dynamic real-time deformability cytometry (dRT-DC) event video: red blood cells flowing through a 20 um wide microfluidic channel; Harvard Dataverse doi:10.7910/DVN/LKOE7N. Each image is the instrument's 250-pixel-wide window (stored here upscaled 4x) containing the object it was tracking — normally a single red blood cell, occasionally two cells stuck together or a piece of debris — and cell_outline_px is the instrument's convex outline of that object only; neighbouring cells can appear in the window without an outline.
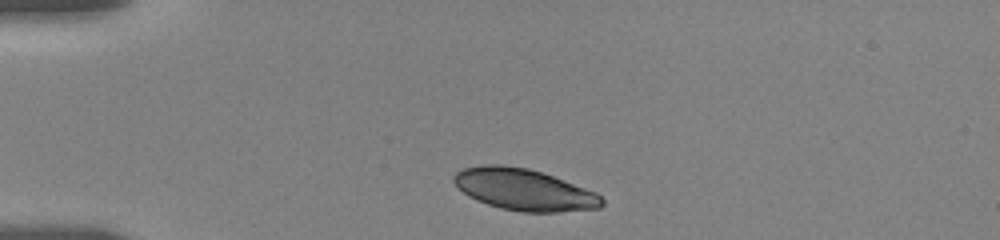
{"species": "human", "species_latin": "Homo sapiens", "temperature_condition": "room temperature", "stored_images_in_passage": 7, "camera_frame_rate_fps": 3000, "um_per_image_px": 0.085, "donor": {"sex": "female"}, "frame": {"image": 1, "passage_image": 1, "time_ms": 0.0, "image_size_px": [1000, 240], "cell_outline_px": [[604, 204], [600, 208], [560, 212], [520, 212], [500, 208], [476, 200], [468, 196], [452, 180], [452, 176], [456, 172], [464, 168], [484, 164], [500, 164], [528, 168], [552, 176], [596, 192], [604, 200]], "centroid_in_image_um": [44.54, 16.12], "position_along_channel_um": 40.5, "area_um2": 35.78}}
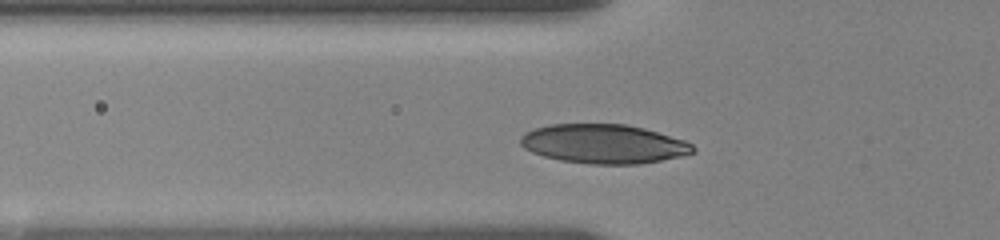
{"frame": {"image": 2, "passage_image": 4, "time_ms": 2.0, "image_size_px": [1000, 240], "cell_outline_px": [[696, 152], [684, 156], [640, 164], [592, 164], [560, 160], [544, 156], [532, 152], [524, 148], [520, 144], [520, 136], [524, 132], [536, 128], [552, 124], [624, 124], [644, 128], [684, 140], [692, 144], [696, 148]], "centroid_in_image_um": [51.33, 12.23], "position_along_channel_um": 74.5, "area_um2": 39.48}}
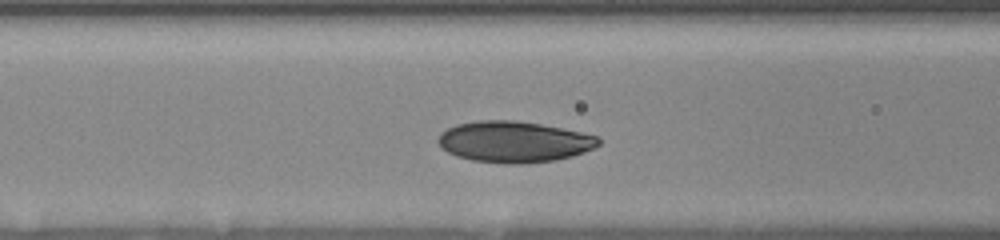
{"frame": {"image": 3, "passage_image": 6, "time_ms": 3.333, "image_size_px": [1000, 240], "cell_outline_px": [[600, 144], [584, 152], [572, 156], [556, 160], [520, 164], [504, 164], [472, 160], [456, 156], [440, 148], [436, 140], [440, 132], [456, 124], [480, 120], [516, 120], [540, 124], [600, 136]], "centroid_in_image_um": [43.65, 12.05], "position_along_channel_um": 122.9, "area_um2": 38.67}}